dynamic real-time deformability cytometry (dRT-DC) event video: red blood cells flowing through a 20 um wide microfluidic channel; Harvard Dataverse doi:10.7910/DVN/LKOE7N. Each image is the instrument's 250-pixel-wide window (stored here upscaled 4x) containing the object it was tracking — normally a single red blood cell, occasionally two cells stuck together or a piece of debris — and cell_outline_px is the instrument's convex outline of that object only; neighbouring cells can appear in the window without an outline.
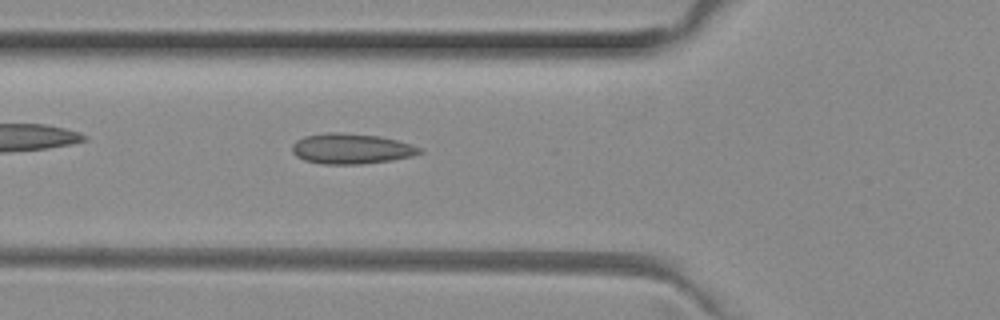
{"species": "common noctule bat (a hibernating species)", "species_latin": "Nyctalus noctula", "temperature_condition": "room temperature", "stored_images_in_passage": 37, "camera_frame_rate_fps": 3000, "um_per_image_px": 0.085, "animal": {"sex": "female", "body_mass_g": 29.2, "forearm_length_mm": 56.3}, "frame": {"image": 1, "passage_image": 4, "time_ms": 1.0, "image_size_px": [1000, 320], "cell_outline_px": [[424, 152], [412, 156], [392, 160], [360, 164], [324, 164], [304, 160], [296, 156], [292, 152], [292, 144], [296, 140], [304, 136], [328, 132], [340, 132], [380, 136], [412, 144], [424, 148]], "centroid_in_image_um": [29.88, 12.63], "position_along_channel_um": 95.9, "area_um2": 22.77}}
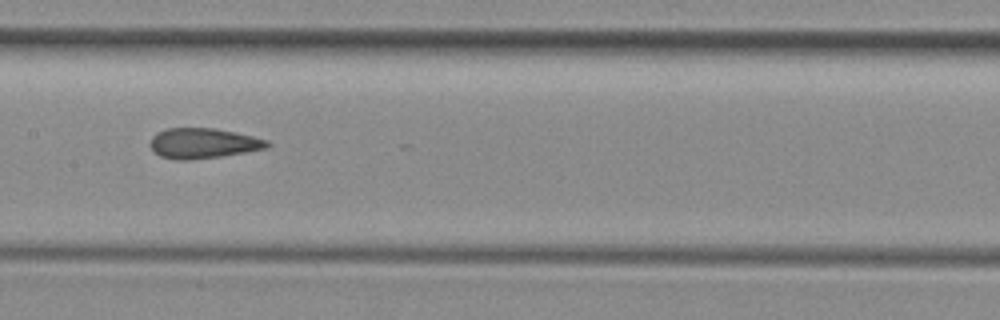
{"frame": {"image": 2, "passage_image": 11, "time_ms": 3.333, "image_size_px": [1000, 320], "cell_outline_px": [[272, 144], [268, 148], [220, 156], [188, 160], [176, 160], [160, 156], [148, 144], [152, 136], [156, 132], [168, 128], [216, 128], [236, 132], [268, 140]], "centroid_in_image_um": [17.26, 12.17], "position_along_channel_um": 190.1, "area_um2": 20.69}}
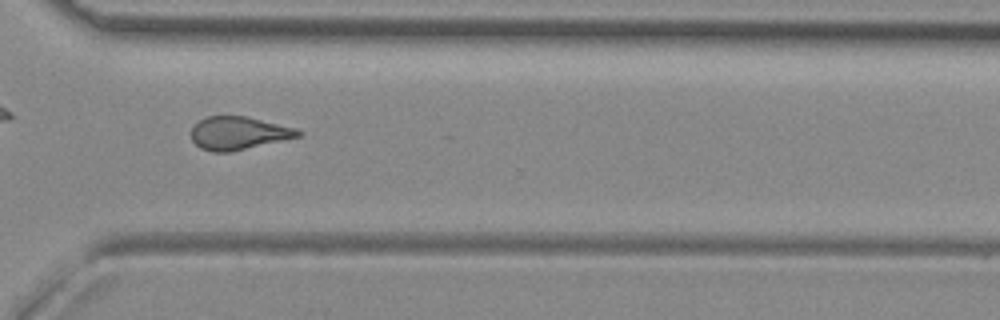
{"frame": {"image": 3, "passage_image": 23, "time_ms": 7.333, "image_size_px": [1000, 320], "cell_outline_px": [[304, 136], [228, 152], [212, 152], [200, 148], [192, 140], [192, 128], [200, 120], [208, 116], [248, 116], [296, 128], [304, 132]], "centroid_in_image_um": [20.33, 11.31], "position_along_channel_um": 350.3, "area_um2": 20.63}, "authors_computed_cell_mechanics": {"area_um2": 20.6924, "velocity_mm_per_s": 4.005, "shape_relaxation_time_tau1_ms": null, "shape_relaxation_time_tau2_ms": 1.7742, "deformation_change_tau1": null, "deformation_change_tau2": 0.0833}}